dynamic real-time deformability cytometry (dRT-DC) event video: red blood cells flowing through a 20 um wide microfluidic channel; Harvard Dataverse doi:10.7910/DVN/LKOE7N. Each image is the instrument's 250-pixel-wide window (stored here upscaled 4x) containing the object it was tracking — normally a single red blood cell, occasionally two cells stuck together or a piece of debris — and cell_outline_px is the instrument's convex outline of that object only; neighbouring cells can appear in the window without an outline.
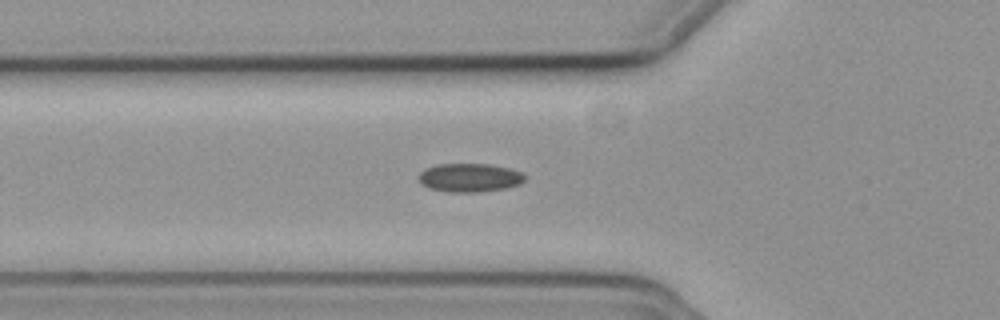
{"species": "common noctule bat (a hibernating species)", "species_latin": "Nyctalus noctula", "temperature_condition": "cold", "stored_images_in_passage": 34, "camera_frame_rate_fps": 3000, "um_per_image_px": 0.085, "animal": {"sex": "female", "body_mass_g": 19.3, "forearm_length_mm": 54.1}, "frame": {"image": 1, "passage_image": 2, "time_ms": 0.333, "image_size_px": [1000, 320], "cell_outline_px": [[524, 180], [520, 184], [504, 188], [480, 192], [448, 192], [428, 188], [420, 184], [416, 176], [424, 168], [436, 164], [488, 164], [508, 168], [520, 172], [524, 176]], "centroid_in_image_um": [39.83, 15.1], "position_along_channel_um": 86.0, "area_um2": 17.8}}
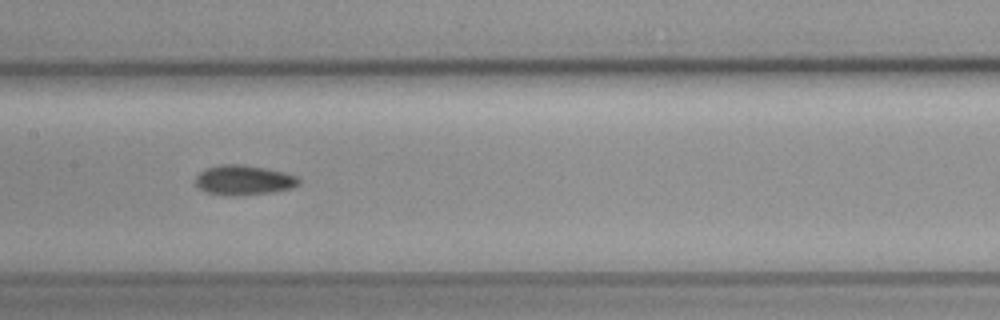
{"frame": {"image": 2, "passage_image": 10, "time_ms": 3.0, "image_size_px": [1000, 320], "cell_outline_px": [[300, 184], [292, 188], [272, 192], [236, 196], [228, 196], [204, 192], [196, 184], [196, 176], [204, 168], [220, 164], [244, 164], [284, 172], [296, 176], [300, 180]], "centroid_in_image_um": [20.7, 15.31], "position_along_channel_um": 186.7, "area_um2": 18.15}}
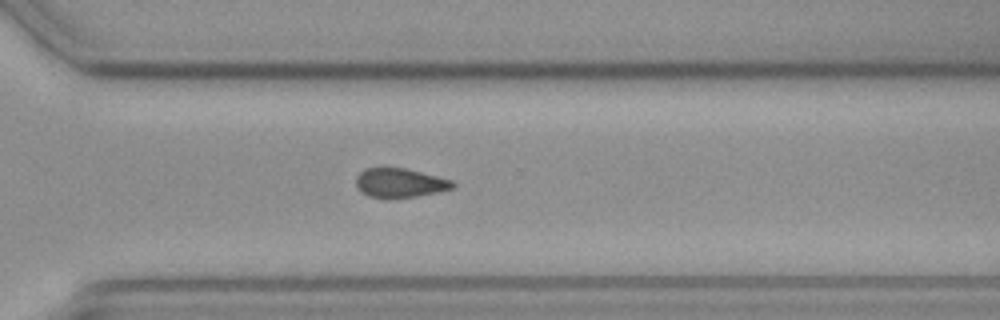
{"frame": {"image": 3, "passage_image": 22, "time_ms": 7.0, "image_size_px": [1000, 320], "cell_outline_px": [[456, 184], [452, 188], [440, 192], [416, 196], [368, 196], [360, 192], [356, 184], [356, 176], [364, 168], [404, 168], [452, 180]], "centroid_in_image_um": [33.99, 15.52], "position_along_channel_um": 336.6, "area_um2": 16.01}}